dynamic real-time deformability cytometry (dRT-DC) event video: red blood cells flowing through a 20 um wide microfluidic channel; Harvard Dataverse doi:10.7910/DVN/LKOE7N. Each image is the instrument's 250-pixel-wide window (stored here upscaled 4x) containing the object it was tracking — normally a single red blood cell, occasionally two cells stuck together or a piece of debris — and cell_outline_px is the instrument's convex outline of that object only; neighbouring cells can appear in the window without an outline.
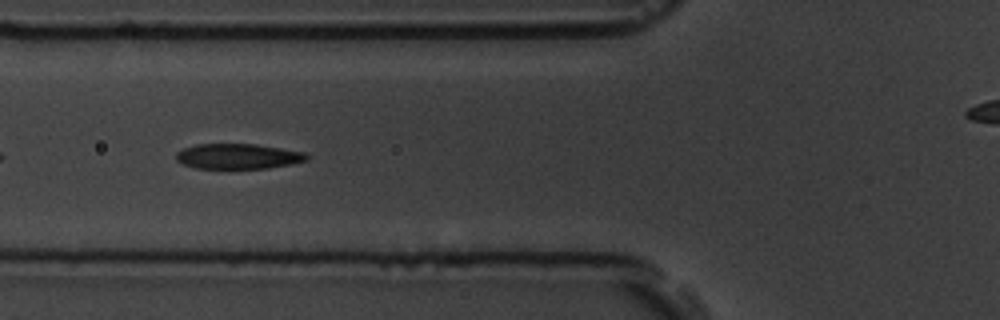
{"species": "common noctule bat (a hibernating species)", "species_latin": "Nyctalus noctula", "temperature_condition": "room temperature", "stored_images_in_passage": 7, "camera_frame_rate_fps": 3000, "um_per_image_px": 0.085, "animal": {"sex": "male", "body_mass_g": 19.5, "forearm_length_mm": 54.6}, "frame": {"image": 1, "passage_image": 4, "time_ms": 3.333, "image_size_px": [1000, 320], "cell_outline_px": [[312, 156], [308, 160], [292, 164], [268, 168], [196, 168], [184, 164], [176, 160], [176, 152], [184, 148], [196, 144], [256, 144], [304, 152]], "centroid_in_image_um": [20.27, 13.28], "position_along_channel_um": 105.5, "area_um2": 19.25}}
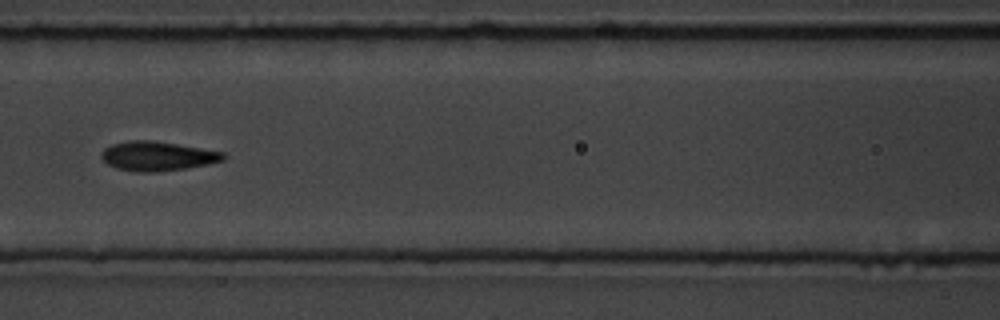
{"frame": {"image": 2, "passage_image": 5, "time_ms": 4.667, "image_size_px": [1000, 320], "cell_outline_px": [[228, 156], [224, 160], [208, 164], [184, 168], [156, 172], [140, 172], [116, 168], [108, 164], [100, 156], [100, 152], [104, 148], [112, 144], [128, 140], [152, 140], [224, 152]], "centroid_in_image_um": [13.37, 13.26], "position_along_channel_um": 153.2, "area_um2": 20.81}}
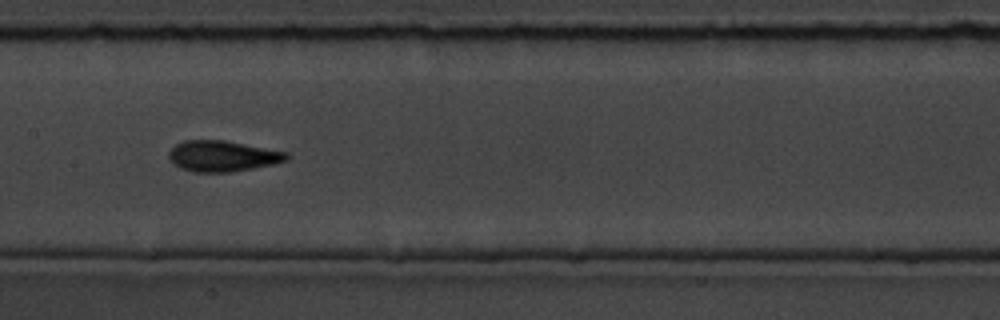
{"frame": {"image": 3, "passage_image": 6, "time_ms": 5.667, "image_size_px": [1000, 320], "cell_outline_px": [[292, 156], [288, 160], [272, 164], [252, 168], [228, 172], [192, 172], [180, 168], [168, 160], [168, 152], [176, 144], [184, 140], [224, 140], [288, 152]], "centroid_in_image_um": [18.9, 13.26], "position_along_channel_um": 188.5, "area_um2": 21.27}}